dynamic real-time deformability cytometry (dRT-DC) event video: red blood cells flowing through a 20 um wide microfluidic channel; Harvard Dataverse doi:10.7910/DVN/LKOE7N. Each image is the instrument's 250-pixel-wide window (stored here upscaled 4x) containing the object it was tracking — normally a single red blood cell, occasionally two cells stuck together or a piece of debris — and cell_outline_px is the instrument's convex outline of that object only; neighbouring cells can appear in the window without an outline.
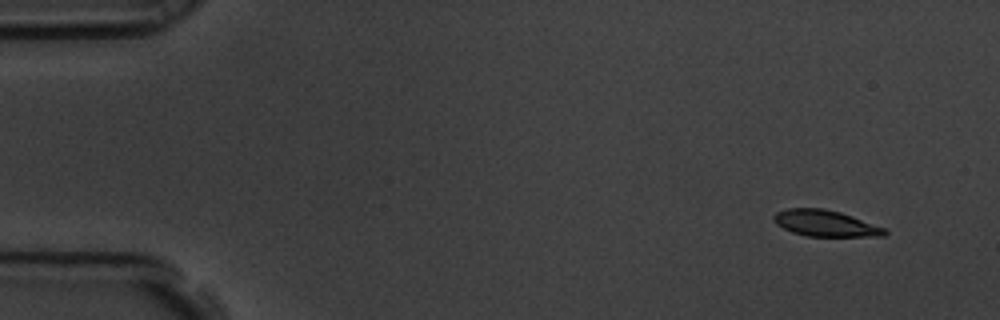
{"species": "common noctule bat (a hibernating species)", "species_latin": "Nyctalus noctula", "temperature_condition": "room temperature", "stored_images_in_passage": 5, "segment_of_instrument_passage": [1, 2], "camera_frame_rate_fps": 3000, "um_per_image_px": 0.085, "animal": {"sex": "male", "body_mass_g": 19.5, "forearm_length_mm": 54.6}, "frame": {"image": 1, "passage_image": 1, "time_ms": 0.0, "image_size_px": [1000, 320], "cell_outline_px": [[888, 232], [884, 236], [808, 236], [792, 232], [776, 224], [772, 220], [772, 216], [776, 212], [788, 208], [824, 208], [840, 212], [852, 216], [884, 228]], "centroid_in_image_um": [70.11, 18.97], "position_along_channel_um": 14.9, "area_um2": 16.88}}